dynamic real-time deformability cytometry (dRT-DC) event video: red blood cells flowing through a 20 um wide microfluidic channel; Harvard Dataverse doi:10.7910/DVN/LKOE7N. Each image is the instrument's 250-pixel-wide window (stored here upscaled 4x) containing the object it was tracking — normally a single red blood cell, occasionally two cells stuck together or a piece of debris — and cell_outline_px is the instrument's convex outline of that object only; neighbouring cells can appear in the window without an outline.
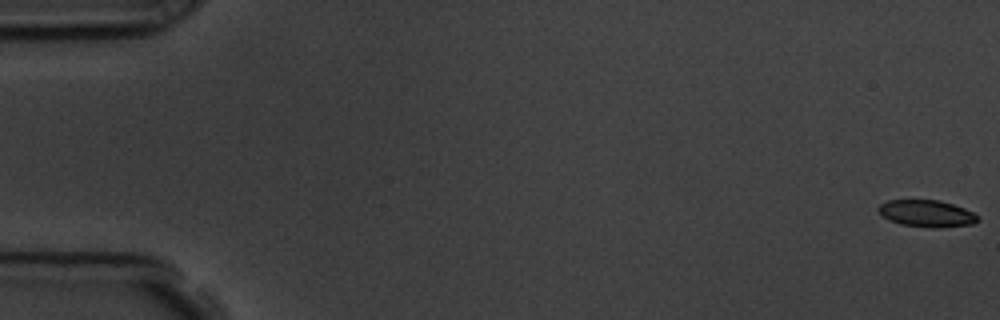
{"species": "common noctule bat (a hibernating species)", "species_latin": "Nyctalus noctula", "temperature_condition": "room temperature", "stored_images_in_passage": 58, "camera_frame_rate_fps": 3000, "um_per_image_px": 0.085, "animal": {"sex": "male", "body_mass_g": 19.5, "forearm_length_mm": 54.6}, "frame": {"image": 1, "passage_image": 1, "time_ms": 0.0, "image_size_px": [1000, 320], "cell_outline_px": [[980, 220], [972, 224], [936, 228], [900, 224], [888, 220], [876, 208], [880, 204], [888, 200], [940, 200], [964, 208], [980, 216]], "centroid_in_image_um": [78.78, 18.14], "position_along_channel_um": 6.2, "area_um2": 15.55}}
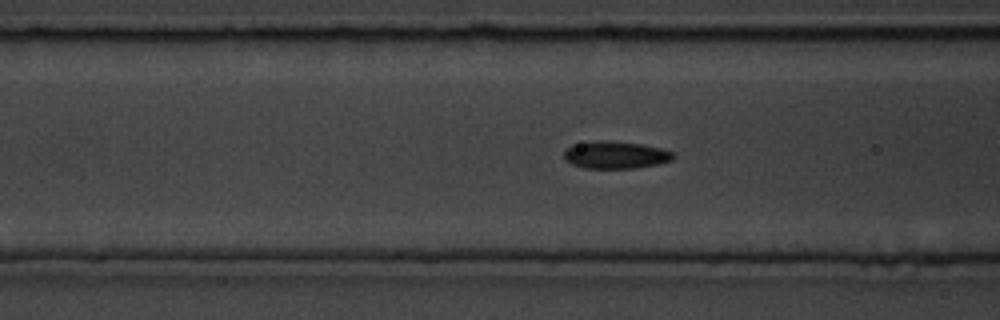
{"frame": {"image": 2, "passage_image": 23, "time_ms": 7.333, "image_size_px": [1000, 320], "cell_outline_px": [[676, 156], [672, 160], [656, 164], [636, 168], [584, 168], [572, 164], [564, 160], [564, 152], [572, 144], [596, 140], [604, 140], [640, 144], [660, 148], [672, 152]], "centroid_in_image_um": [52.29, 13.17], "position_along_channel_um": 114.3, "area_um2": 17.4}}
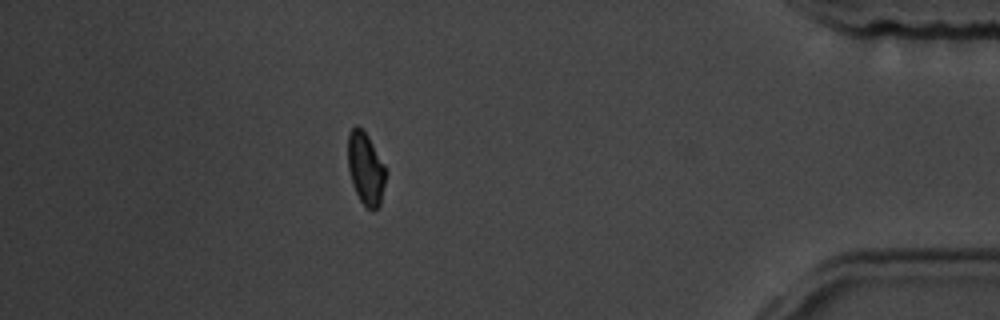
{"frame": {"image": 3, "passage_image": 51, "time_ms": 16.667, "image_size_px": [1000, 320], "cell_outline_px": [[388, 172], [380, 204], [372, 212], [360, 200], [352, 184], [348, 168], [348, 132], [356, 124], [368, 136], [384, 164]], "centroid_in_image_um": [31.09, 14.33], "position_along_channel_um": 404.1, "area_um2": 16.07}, "authors_computed_cell_mechanics": {"area_um2": 16.5597, "velocity_mm_per_s": 3.5931, "shape_relaxation_time_tau1_ms": 3.4461, "shape_relaxation_time_tau2_ms": 4.3024, "deformation_change_tau1": 0.0992, "deformation_change_tau2": 0.0769}}